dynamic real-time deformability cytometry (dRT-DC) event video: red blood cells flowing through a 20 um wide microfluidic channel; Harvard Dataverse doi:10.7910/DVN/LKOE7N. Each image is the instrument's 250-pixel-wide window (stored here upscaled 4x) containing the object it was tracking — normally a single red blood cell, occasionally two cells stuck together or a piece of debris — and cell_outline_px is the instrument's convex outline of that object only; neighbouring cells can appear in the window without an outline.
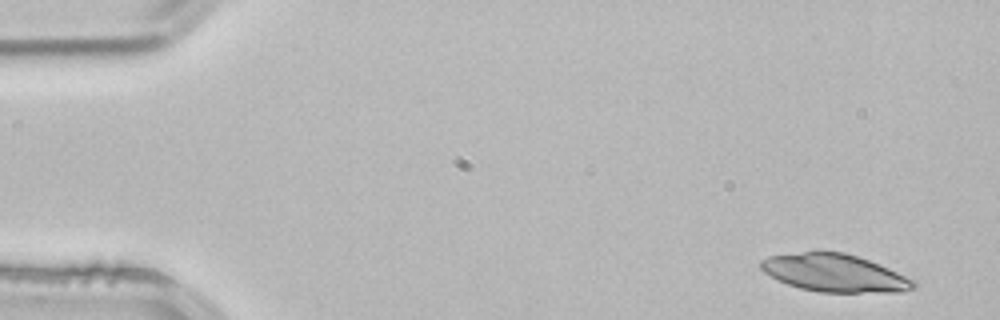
{"species": "common noctule bat (a hibernating species)", "species_latin": "Nyctalus noctula", "temperature_condition": "room temperature", "stored_images_in_passage": 4, "segment_of_instrument_passage": [1, 2], "camera_frame_rate_fps": 3000, "um_per_image_px": 0.085, "animal": {"sex": "male", "body_mass_g": 21.5, "forearm_length_mm": 52.0}, "frame": {"image": 1, "passage_image": 1, "time_ms": 0.0, "image_size_px": [1000, 320], "cell_outline_px": [[916, 288], [904, 292], [820, 292], [800, 288], [788, 284], [764, 272], [760, 268], [760, 260], [768, 256], [804, 252], [844, 252], [880, 264], [916, 280]], "centroid_in_image_um": [70.99, 23.21], "position_along_channel_um": 14.0, "area_um2": 33.41}}